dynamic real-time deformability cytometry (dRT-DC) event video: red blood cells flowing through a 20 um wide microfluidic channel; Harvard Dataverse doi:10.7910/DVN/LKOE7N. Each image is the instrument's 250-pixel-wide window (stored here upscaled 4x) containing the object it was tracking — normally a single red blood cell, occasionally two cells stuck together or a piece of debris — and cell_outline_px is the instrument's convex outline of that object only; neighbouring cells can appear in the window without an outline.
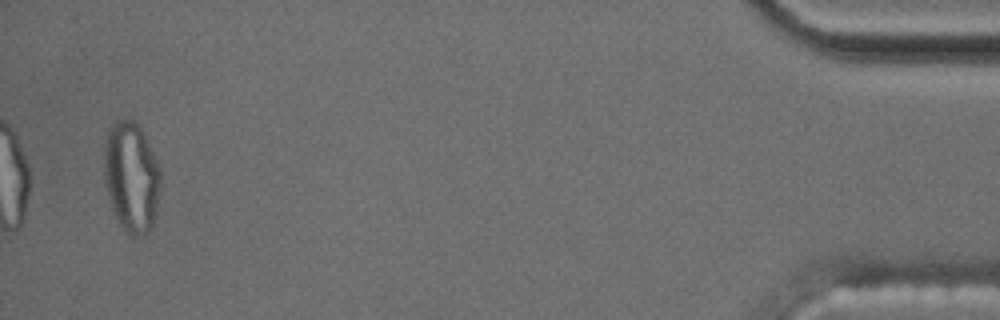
{"species": "common noctule bat (a hibernating species)", "species_latin": "Nyctalus noctula", "temperature_condition": "cold", "stored_images_in_passage": 41, "segment_of_instrument_passage": [2, 2], "camera_frame_rate_fps": 3000, "um_per_image_px": 0.085, "animal": {"sex": "male", "body_mass_g": 17.5, "forearm_length_mm": 52.3}, "frame": {"image": 1, "passage_image": 41, "time_ms": 13.333, "image_size_px": [1000, 320], "cell_outline_px": [[160, 188], [156, 212], [152, 224], [144, 232], [132, 236], [120, 224], [112, 208], [104, 184], [104, 148], [108, 128], [116, 120], [136, 120], [160, 168]], "centroid_in_image_um": [11.14, 14.99], "position_along_channel_um": 424.1, "area_um2": 35.84}}